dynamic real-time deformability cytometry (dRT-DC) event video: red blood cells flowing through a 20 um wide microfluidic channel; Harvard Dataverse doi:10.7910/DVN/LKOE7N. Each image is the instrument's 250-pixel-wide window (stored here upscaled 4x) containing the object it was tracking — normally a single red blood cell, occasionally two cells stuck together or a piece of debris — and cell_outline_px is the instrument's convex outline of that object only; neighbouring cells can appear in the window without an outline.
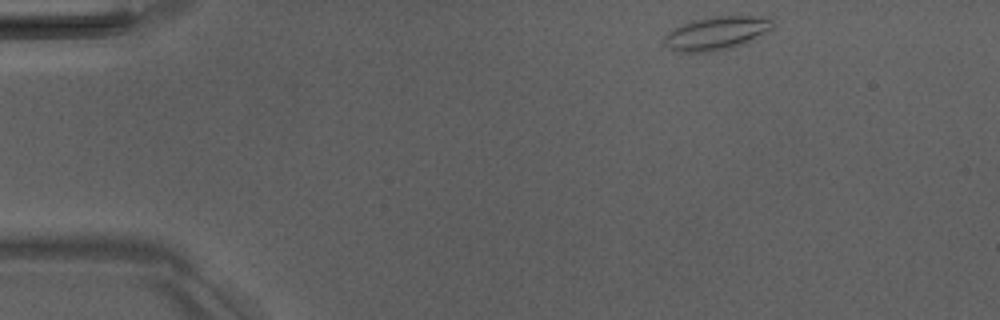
{"species": "Egyptian fruit bat (a non-hibernating species)", "species_latin": "Rousettus aegyptiacus", "temperature_condition": "room temperature", "stored_images_in_passage": 3, "camera_frame_rate_fps": 3000, "um_per_image_px": 0.085, "animal": {"sex": "male"}, "frame": {"image": 1, "passage_image": 1, "time_ms": 0.0, "image_size_px": [1000, 320], "cell_outline_px": [[776, 20], [772, 28], [764, 36], [744, 44], [732, 48], [712, 52], [680, 52], [664, 44], [664, 36], [668, 32], [692, 20], [712, 16], [752, 16]], "centroid_in_image_um": [60.97, 2.83], "position_along_channel_um": 24.0, "area_um2": 21.27}}